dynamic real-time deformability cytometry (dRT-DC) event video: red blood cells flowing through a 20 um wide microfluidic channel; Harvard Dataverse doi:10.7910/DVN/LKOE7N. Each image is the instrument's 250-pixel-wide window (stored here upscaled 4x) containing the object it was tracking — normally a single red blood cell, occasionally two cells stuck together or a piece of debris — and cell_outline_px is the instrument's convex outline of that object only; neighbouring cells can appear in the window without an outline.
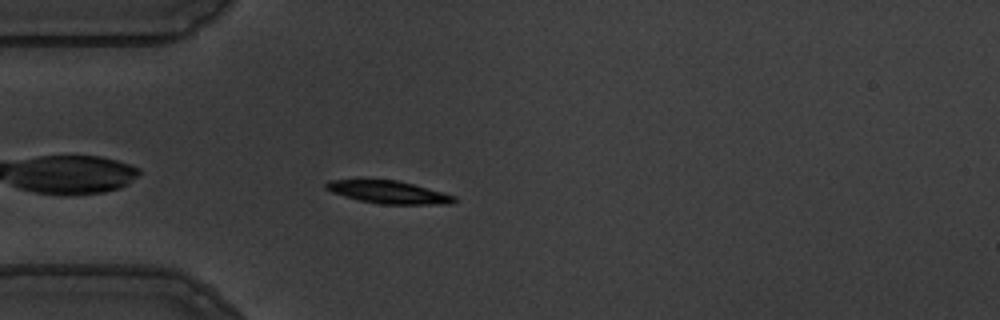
{"species": "common noctule bat (a hibernating species)", "species_latin": "Nyctalus noctula", "temperature_condition": "warm", "stored_images_in_passage": 44, "camera_frame_rate_fps": 3000, "um_per_image_px": 0.085, "animal": {"sex": "male", "body_mass_g": 19.5, "forearm_length_mm": 54.6}, "frame": {"image": 1, "passage_image": 3, "time_ms": 0.667, "image_size_px": [1000, 320], "cell_outline_px": [[456, 200], [448, 204], [380, 204], [360, 200], [344, 196], [332, 192], [324, 188], [324, 184], [328, 180], [396, 180], [412, 184], [456, 196]], "centroid_in_image_um": [32.99, 16.33], "position_along_channel_um": 52.0, "area_um2": 16.65}}
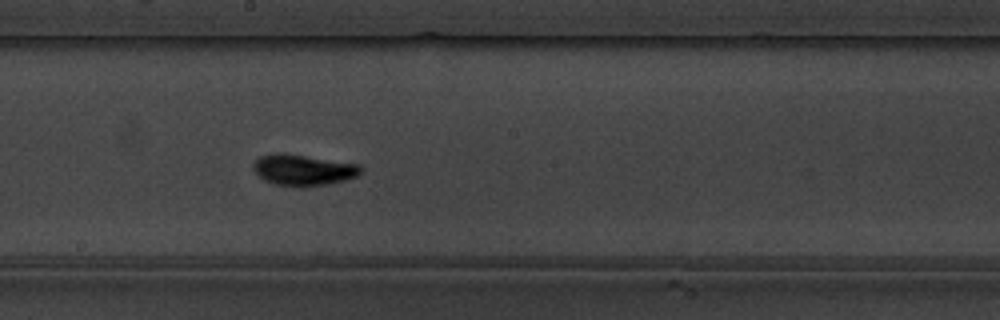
{"frame": {"image": 2, "passage_image": 18, "time_ms": 5.667, "image_size_px": [1000, 320], "cell_outline_px": [[364, 168], [356, 176], [344, 180], [328, 184], [300, 188], [296, 188], [276, 184], [264, 180], [252, 168], [252, 164], [260, 156], [276, 152], [284, 152], [360, 164]], "centroid_in_image_um": [25.77, 14.44], "position_along_channel_um": 222.4, "area_um2": 19.83}}
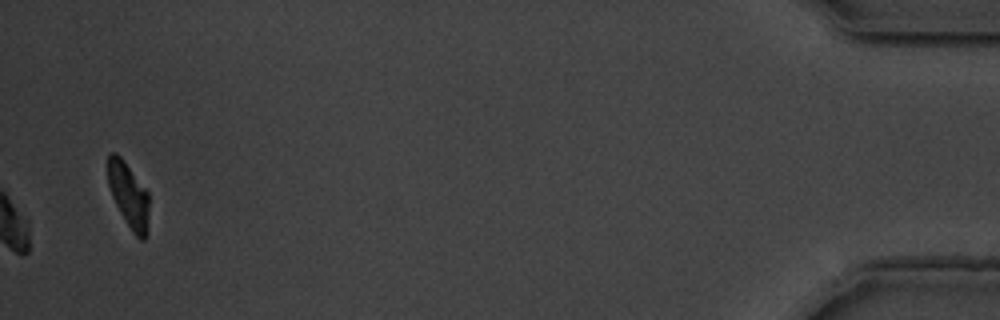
{"frame": {"image": 3, "passage_image": 42, "time_ms": 13.667, "image_size_px": [1000, 320], "cell_outline_px": [[148, 232], [144, 240], [140, 240], [132, 232], [120, 212], [112, 196], [108, 184], [108, 156], [112, 152], [116, 152], [124, 160], [148, 192]], "centroid_in_image_um": [10.94, 16.6], "position_along_channel_um": 424.3, "area_um2": 15.55}, "authors_computed_cell_mechanics": {"area_um2": 17.7735, "velocity_mm_per_s": 3.5766, "shape_relaxation_time_tau1_ms": 2.414, "shape_relaxation_time_tau2_ms": 1.6479, "deformation_change_tau1": 0.1365, "deformation_change_tau2": 0.0456}}